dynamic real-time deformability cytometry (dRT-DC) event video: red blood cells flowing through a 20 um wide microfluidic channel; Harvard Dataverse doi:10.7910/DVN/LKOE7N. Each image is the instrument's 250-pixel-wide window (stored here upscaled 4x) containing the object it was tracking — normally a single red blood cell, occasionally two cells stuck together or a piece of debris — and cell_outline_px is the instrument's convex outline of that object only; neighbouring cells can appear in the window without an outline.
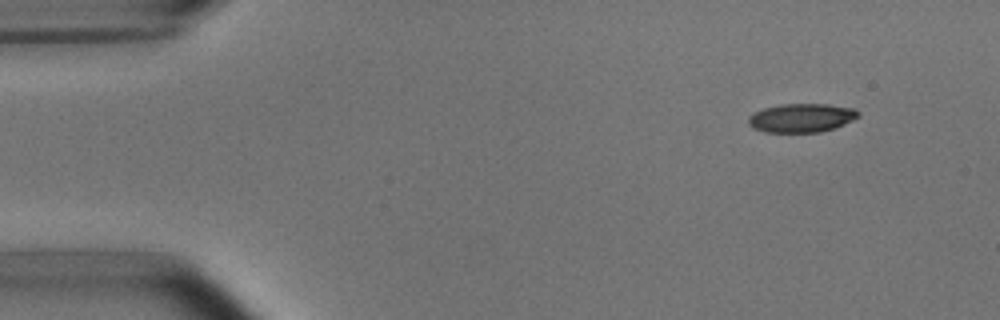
{"species": "common noctule bat (a hibernating species)", "species_latin": "Nyctalus noctula", "temperature_condition": "room temperature", "stored_images_in_passage": 48, "camera_frame_rate_fps": 3000, "um_per_image_px": 0.085, "animal": {"sex": "male", "body_mass_g": 15.6}, "frame": {"image": 1, "passage_image": 1, "time_ms": 0.0, "image_size_px": [1000, 320], "cell_outline_px": [[860, 116], [836, 128], [820, 132], [764, 132], [752, 128], [748, 124], [748, 116], [752, 112], [764, 108], [780, 104], [828, 104], [856, 108], [860, 112]], "centroid_in_image_um": [68.12, 10.01], "position_along_channel_um": 16.9, "area_um2": 18.73}}
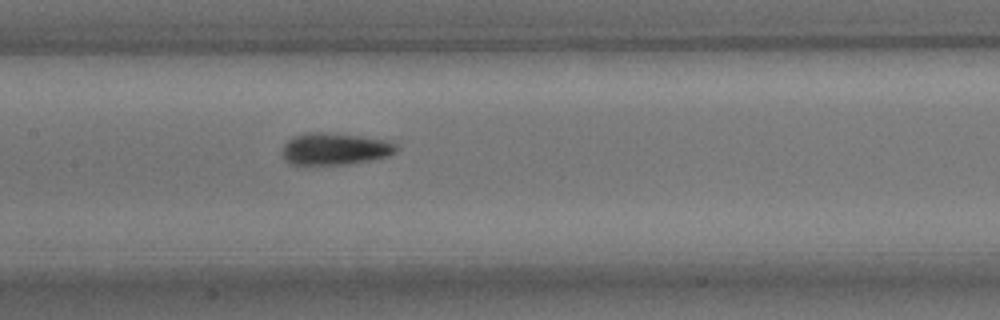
{"frame": {"image": 2, "passage_image": 21, "time_ms": 6.667, "image_size_px": [1000, 320], "cell_outline_px": [[400, 148], [396, 152], [388, 156], [348, 164], [288, 164], [284, 160], [280, 152], [284, 144], [292, 136], [304, 132], [324, 132], [388, 140], [396, 144]], "centroid_in_image_um": [28.42, 12.65], "position_along_channel_um": 179.0, "area_um2": 21.39}}
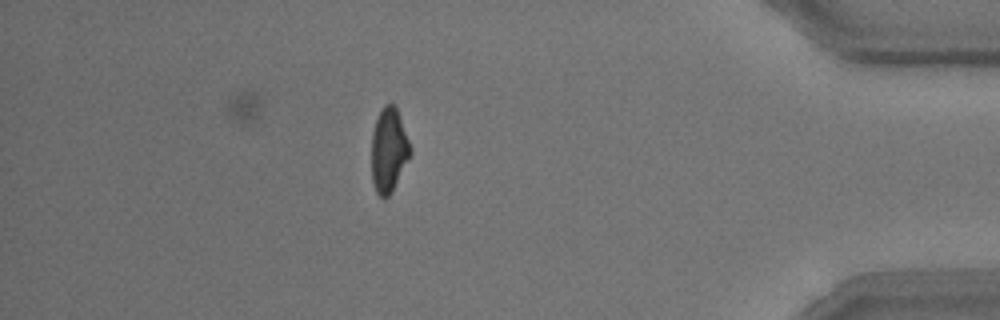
{"frame": {"image": 3, "passage_image": 42, "time_ms": 13.667, "image_size_px": [1000, 320], "cell_outline_px": [[412, 152], [388, 196], [384, 200], [376, 192], [372, 184], [372, 132], [376, 120], [384, 104], [392, 104], [396, 108], [412, 148]], "centroid_in_image_um": [33.03, 12.77], "position_along_channel_um": 402.2, "area_um2": 18.67}, "authors_computed_cell_mechanics": {"area_um2": 19.7676, "velocity_mm_per_s": 3.8009, "shape_relaxation_time_tau1_ms": 3.9544, "shape_relaxation_time_tau2_ms": 1.9784, "deformation_change_tau1": 0.1644, "deformation_change_tau2": 0.0916}}